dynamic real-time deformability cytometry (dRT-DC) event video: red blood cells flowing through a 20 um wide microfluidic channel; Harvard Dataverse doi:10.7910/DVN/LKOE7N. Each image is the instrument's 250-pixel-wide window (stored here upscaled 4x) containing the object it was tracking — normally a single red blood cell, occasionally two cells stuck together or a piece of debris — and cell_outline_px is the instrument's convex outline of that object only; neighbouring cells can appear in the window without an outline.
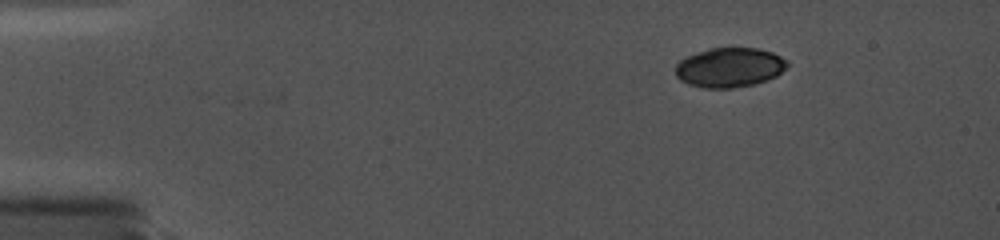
{"species": "common noctule bat (a hibernating species)", "species_latin": "Nyctalus noctula", "temperature_condition": "cold", "stored_images_in_passage": 10, "camera_frame_rate_fps": 5000, "um_per_image_px": 0.085, "animal": {"sex": "female", "body_mass_g": 19.0, "forearm_length_mm": 56.7}, "frame": {"image": 1, "passage_image": 1, "time_ms": 0.0, "image_size_px": [1000, 240], "cell_outline_px": [[788, 64], [776, 76], [756, 84], [732, 88], [704, 88], [688, 84], [680, 80], [676, 76], [676, 64], [684, 56], [708, 48], [760, 48], [772, 52], [788, 60]], "centroid_in_image_um": [61.98, 5.73], "position_along_channel_um": 23.0, "area_um2": 25.95}}
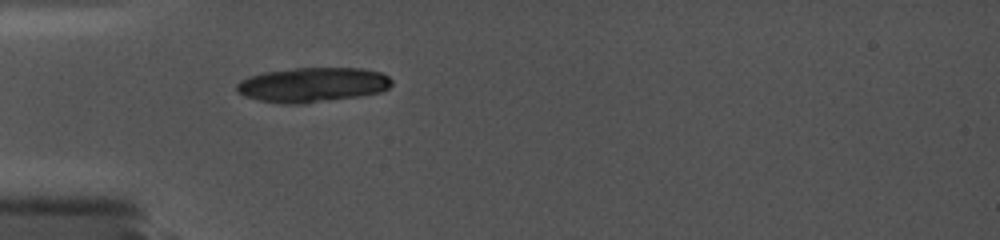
{"frame": {"image": 2, "passage_image": 10, "time_ms": 3.2, "image_size_px": [1000, 240], "cell_outline_px": [[392, 84], [388, 88], [380, 92], [360, 96], [304, 104], [284, 104], [256, 100], [244, 96], [236, 92], [236, 84], [240, 80], [264, 72], [296, 68], [360, 68], [380, 72], [388, 76], [392, 80]], "centroid_in_image_um": [26.55, 7.22], "position_along_channel_um": 58.5, "area_um2": 31.5}}